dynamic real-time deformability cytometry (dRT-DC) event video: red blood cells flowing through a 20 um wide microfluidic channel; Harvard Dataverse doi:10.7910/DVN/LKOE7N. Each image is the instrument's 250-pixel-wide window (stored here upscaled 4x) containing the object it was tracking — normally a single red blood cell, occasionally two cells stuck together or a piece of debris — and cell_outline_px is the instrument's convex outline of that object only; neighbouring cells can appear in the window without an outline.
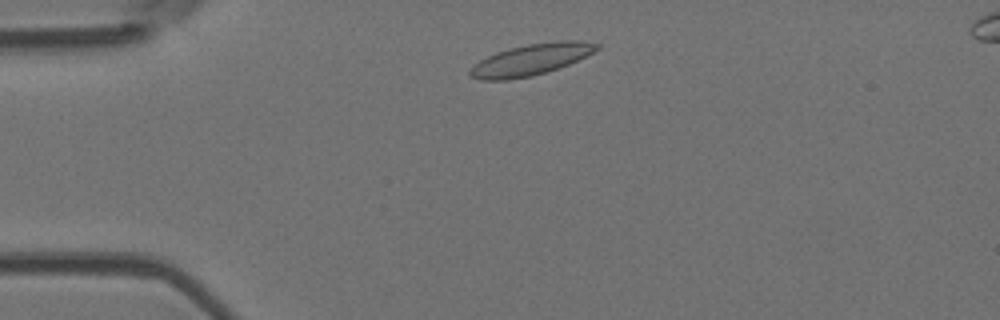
{"species": "Egyptian fruit bat (a non-hibernating species)", "species_latin": "Rousettus aegyptiacus", "temperature_condition": "room temperature", "stored_images_in_passage": 45, "camera_frame_rate_fps": 3000, "um_per_image_px": 0.085, "animal": {"sex": "female"}, "frame": {"image": 1, "passage_image": 4, "time_ms": 1.0, "image_size_px": [1000, 320], "cell_outline_px": [[600, 48], [568, 64], [532, 76], [508, 80], [480, 80], [472, 76], [468, 72], [480, 60], [496, 52], [508, 48], [528, 44], [556, 40], [580, 40], [600, 44]], "centroid_in_image_um": [45.13, 5.05], "position_along_channel_um": 39.9, "area_um2": 22.83}}
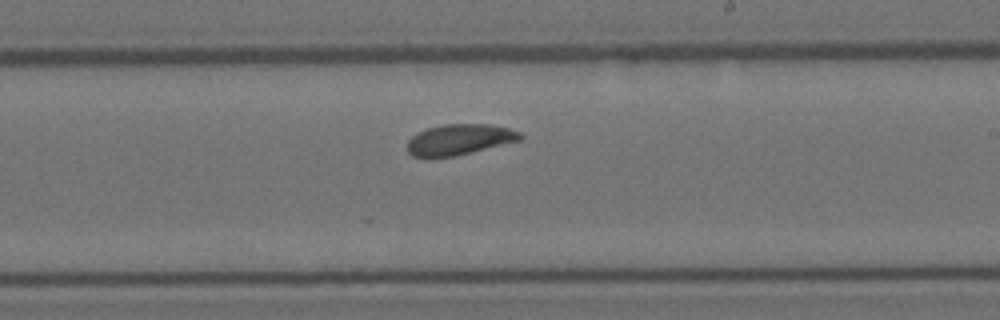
{"frame": {"image": 2, "passage_image": 23, "time_ms": 7.333, "image_size_px": [1000, 320], "cell_outline_px": [[524, 136], [520, 140], [456, 156], [412, 156], [408, 152], [408, 140], [416, 132], [428, 128], [444, 124], [492, 124], [508, 128], [520, 132]], "centroid_in_image_um": [39.07, 11.84], "position_along_channel_um": 249.9, "area_um2": 20.06}}
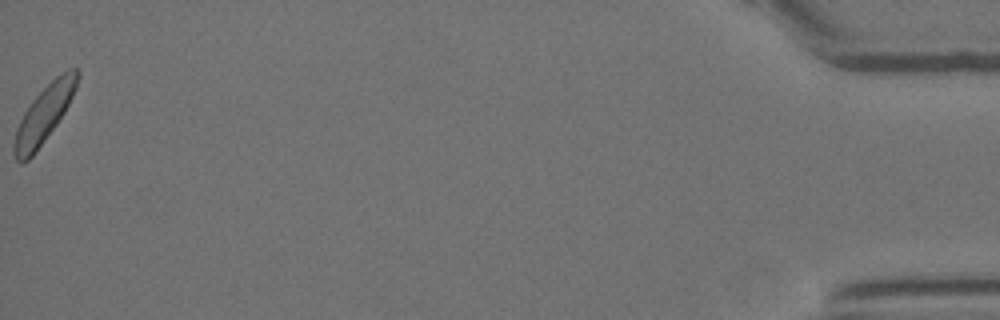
{"frame": {"image": 3, "passage_image": 45, "time_ms": 14.667, "image_size_px": [1000, 320], "cell_outline_px": [[80, 76], [76, 88], [64, 112], [56, 124], [32, 156], [28, 160], [20, 164], [16, 160], [12, 152], [12, 144], [16, 128], [24, 112], [32, 100], [56, 76], [68, 68], [80, 68]], "centroid_in_image_um": [3.73, 9.7], "position_along_channel_um": 431.5, "area_um2": 20.87}}